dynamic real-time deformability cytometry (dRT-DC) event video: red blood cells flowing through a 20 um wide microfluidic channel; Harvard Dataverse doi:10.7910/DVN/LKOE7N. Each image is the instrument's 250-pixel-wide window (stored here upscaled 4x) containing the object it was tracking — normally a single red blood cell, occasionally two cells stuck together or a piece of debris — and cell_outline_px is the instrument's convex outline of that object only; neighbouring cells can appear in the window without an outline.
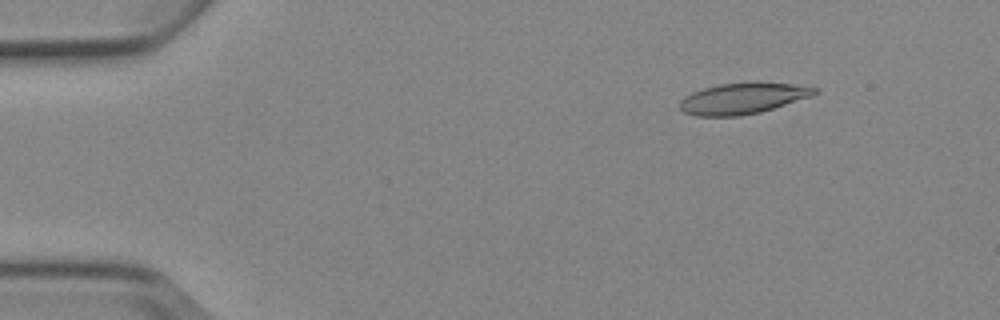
{"species": "Egyptian fruit bat (a non-hibernating species)", "species_latin": "Rousettus aegyptiacus", "temperature_condition": "cold", "stored_images_in_passage": 4, "camera_frame_rate_fps": 3000, "um_per_image_px": 0.085, "animal": {"sex": "female"}, "frame": {"image": 1, "passage_image": 2, "time_ms": 1.0, "image_size_px": [1000, 320], "cell_outline_px": [[820, 92], [812, 96], [760, 112], [740, 116], [696, 116], [684, 112], [680, 108], [680, 100], [684, 96], [692, 92], [704, 88], [720, 84], [792, 84], [820, 88]], "centroid_in_image_um": [63.13, 8.39], "position_along_channel_um": 21.9, "area_um2": 23.81}}